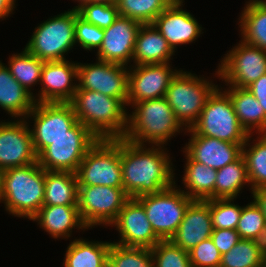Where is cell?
Instances as JSON below:
<instances>
[{
	"label": "cell",
	"instance_id": "6da1fadb",
	"mask_svg": "<svg viewBox=\"0 0 266 267\" xmlns=\"http://www.w3.org/2000/svg\"><path fill=\"white\" fill-rule=\"evenodd\" d=\"M164 146L148 147L120 138L123 189L131 198L159 193L175 184L170 153Z\"/></svg>",
	"mask_w": 266,
	"mask_h": 267
},
{
	"label": "cell",
	"instance_id": "7a4b0ae2",
	"mask_svg": "<svg viewBox=\"0 0 266 267\" xmlns=\"http://www.w3.org/2000/svg\"><path fill=\"white\" fill-rule=\"evenodd\" d=\"M79 122L98 139L123 138L128 128L126 105L101 92L77 89L70 102Z\"/></svg>",
	"mask_w": 266,
	"mask_h": 267
},
{
	"label": "cell",
	"instance_id": "3957f363",
	"mask_svg": "<svg viewBox=\"0 0 266 267\" xmlns=\"http://www.w3.org/2000/svg\"><path fill=\"white\" fill-rule=\"evenodd\" d=\"M132 109L134 111L128 114V128L123 138L133 143L166 146L168 140L186 130L176 119L165 97L137 102Z\"/></svg>",
	"mask_w": 266,
	"mask_h": 267
},
{
	"label": "cell",
	"instance_id": "277c9868",
	"mask_svg": "<svg viewBox=\"0 0 266 267\" xmlns=\"http://www.w3.org/2000/svg\"><path fill=\"white\" fill-rule=\"evenodd\" d=\"M45 170L38 162L5 170L2 203L9 214L31 219L43 206Z\"/></svg>",
	"mask_w": 266,
	"mask_h": 267
},
{
	"label": "cell",
	"instance_id": "5b68a950",
	"mask_svg": "<svg viewBox=\"0 0 266 267\" xmlns=\"http://www.w3.org/2000/svg\"><path fill=\"white\" fill-rule=\"evenodd\" d=\"M213 81L196 74L179 70L172 79L165 98L173 109L176 119L185 129L199 119L208 97L218 87Z\"/></svg>",
	"mask_w": 266,
	"mask_h": 267
},
{
	"label": "cell",
	"instance_id": "8992f818",
	"mask_svg": "<svg viewBox=\"0 0 266 267\" xmlns=\"http://www.w3.org/2000/svg\"><path fill=\"white\" fill-rule=\"evenodd\" d=\"M78 11L71 9L47 19L35 27L25 48L43 61L66 60L75 44V20Z\"/></svg>",
	"mask_w": 266,
	"mask_h": 267
},
{
	"label": "cell",
	"instance_id": "52a82bcc",
	"mask_svg": "<svg viewBox=\"0 0 266 267\" xmlns=\"http://www.w3.org/2000/svg\"><path fill=\"white\" fill-rule=\"evenodd\" d=\"M218 86L208 97L198 121L191 129L201 136H208L230 143H245L248 137L240 125L229 95Z\"/></svg>",
	"mask_w": 266,
	"mask_h": 267
},
{
	"label": "cell",
	"instance_id": "ba28073f",
	"mask_svg": "<svg viewBox=\"0 0 266 267\" xmlns=\"http://www.w3.org/2000/svg\"><path fill=\"white\" fill-rule=\"evenodd\" d=\"M78 186L123 188L120 139H99L76 171Z\"/></svg>",
	"mask_w": 266,
	"mask_h": 267
},
{
	"label": "cell",
	"instance_id": "9c48e42d",
	"mask_svg": "<svg viewBox=\"0 0 266 267\" xmlns=\"http://www.w3.org/2000/svg\"><path fill=\"white\" fill-rule=\"evenodd\" d=\"M99 139L81 122L53 141L38 156L37 162L49 171L76 173L87 151Z\"/></svg>",
	"mask_w": 266,
	"mask_h": 267
},
{
	"label": "cell",
	"instance_id": "30bf717a",
	"mask_svg": "<svg viewBox=\"0 0 266 267\" xmlns=\"http://www.w3.org/2000/svg\"><path fill=\"white\" fill-rule=\"evenodd\" d=\"M176 186L175 183L159 193L136 198L143 205L155 234L161 240H170L180 226L186 208L193 201Z\"/></svg>",
	"mask_w": 266,
	"mask_h": 267
},
{
	"label": "cell",
	"instance_id": "8fae6325",
	"mask_svg": "<svg viewBox=\"0 0 266 267\" xmlns=\"http://www.w3.org/2000/svg\"><path fill=\"white\" fill-rule=\"evenodd\" d=\"M221 59L215 75L225 85L247 88L266 73V51L244 42L231 48Z\"/></svg>",
	"mask_w": 266,
	"mask_h": 267
},
{
	"label": "cell",
	"instance_id": "7c38bea8",
	"mask_svg": "<svg viewBox=\"0 0 266 267\" xmlns=\"http://www.w3.org/2000/svg\"><path fill=\"white\" fill-rule=\"evenodd\" d=\"M28 118L34 121L30 131L37 156L78 122L72 104L60 102H37L26 116Z\"/></svg>",
	"mask_w": 266,
	"mask_h": 267
},
{
	"label": "cell",
	"instance_id": "4fadbf2b",
	"mask_svg": "<svg viewBox=\"0 0 266 267\" xmlns=\"http://www.w3.org/2000/svg\"><path fill=\"white\" fill-rule=\"evenodd\" d=\"M130 197L123 188L78 186V211L89 229L96 225L110 226Z\"/></svg>",
	"mask_w": 266,
	"mask_h": 267
},
{
	"label": "cell",
	"instance_id": "5bb4252c",
	"mask_svg": "<svg viewBox=\"0 0 266 267\" xmlns=\"http://www.w3.org/2000/svg\"><path fill=\"white\" fill-rule=\"evenodd\" d=\"M96 63H78L77 89L101 92L120 99L127 105L129 66L96 60Z\"/></svg>",
	"mask_w": 266,
	"mask_h": 267
},
{
	"label": "cell",
	"instance_id": "9a60e30c",
	"mask_svg": "<svg viewBox=\"0 0 266 267\" xmlns=\"http://www.w3.org/2000/svg\"><path fill=\"white\" fill-rule=\"evenodd\" d=\"M132 66V67H131ZM127 106L140 101L165 97L172 79L179 72L169 63L130 65Z\"/></svg>",
	"mask_w": 266,
	"mask_h": 267
},
{
	"label": "cell",
	"instance_id": "2e32d148",
	"mask_svg": "<svg viewBox=\"0 0 266 267\" xmlns=\"http://www.w3.org/2000/svg\"><path fill=\"white\" fill-rule=\"evenodd\" d=\"M37 162L32 134L26 119L0 122V168L24 166Z\"/></svg>",
	"mask_w": 266,
	"mask_h": 267
},
{
	"label": "cell",
	"instance_id": "e0dca14e",
	"mask_svg": "<svg viewBox=\"0 0 266 267\" xmlns=\"http://www.w3.org/2000/svg\"><path fill=\"white\" fill-rule=\"evenodd\" d=\"M119 232V242L125 247L153 248L161 239L155 234L143 205L136 198H129L111 224Z\"/></svg>",
	"mask_w": 266,
	"mask_h": 267
},
{
	"label": "cell",
	"instance_id": "ac0fdd59",
	"mask_svg": "<svg viewBox=\"0 0 266 267\" xmlns=\"http://www.w3.org/2000/svg\"><path fill=\"white\" fill-rule=\"evenodd\" d=\"M78 63L69 60L45 61L41 70V90L37 103H70L77 90ZM74 79V80H73ZM73 81H76L73 83Z\"/></svg>",
	"mask_w": 266,
	"mask_h": 267
},
{
	"label": "cell",
	"instance_id": "d6986e66",
	"mask_svg": "<svg viewBox=\"0 0 266 267\" xmlns=\"http://www.w3.org/2000/svg\"><path fill=\"white\" fill-rule=\"evenodd\" d=\"M141 25L136 20L119 15L112 25L104 29V38L96 58L128 66L132 62L136 36Z\"/></svg>",
	"mask_w": 266,
	"mask_h": 267
},
{
	"label": "cell",
	"instance_id": "ffe728a7",
	"mask_svg": "<svg viewBox=\"0 0 266 267\" xmlns=\"http://www.w3.org/2000/svg\"><path fill=\"white\" fill-rule=\"evenodd\" d=\"M190 133L191 139L185 145L186 152L194 161L211 167L221 169L229 163L236 161L242 155L244 143H230L219 139L197 135L191 128L185 133Z\"/></svg>",
	"mask_w": 266,
	"mask_h": 267
},
{
	"label": "cell",
	"instance_id": "44dd1931",
	"mask_svg": "<svg viewBox=\"0 0 266 267\" xmlns=\"http://www.w3.org/2000/svg\"><path fill=\"white\" fill-rule=\"evenodd\" d=\"M182 7L183 4H170L152 23L174 52L179 45L193 43L203 30L196 18Z\"/></svg>",
	"mask_w": 266,
	"mask_h": 267
},
{
	"label": "cell",
	"instance_id": "7402d4cb",
	"mask_svg": "<svg viewBox=\"0 0 266 267\" xmlns=\"http://www.w3.org/2000/svg\"><path fill=\"white\" fill-rule=\"evenodd\" d=\"M212 231L209 200H193L170 241L189 252L200 242L211 238Z\"/></svg>",
	"mask_w": 266,
	"mask_h": 267
},
{
	"label": "cell",
	"instance_id": "603a6c76",
	"mask_svg": "<svg viewBox=\"0 0 266 267\" xmlns=\"http://www.w3.org/2000/svg\"><path fill=\"white\" fill-rule=\"evenodd\" d=\"M30 220L38 222L54 239H69L75 227L88 229L80 218L78 206H42Z\"/></svg>",
	"mask_w": 266,
	"mask_h": 267
},
{
	"label": "cell",
	"instance_id": "cb8c5ba5",
	"mask_svg": "<svg viewBox=\"0 0 266 267\" xmlns=\"http://www.w3.org/2000/svg\"><path fill=\"white\" fill-rule=\"evenodd\" d=\"M175 52L153 24H142L138 30L132 57L133 65L170 63Z\"/></svg>",
	"mask_w": 266,
	"mask_h": 267
},
{
	"label": "cell",
	"instance_id": "d4e9b609",
	"mask_svg": "<svg viewBox=\"0 0 266 267\" xmlns=\"http://www.w3.org/2000/svg\"><path fill=\"white\" fill-rule=\"evenodd\" d=\"M4 64L0 61V108L12 118L26 119L36 103L34 96L12 76Z\"/></svg>",
	"mask_w": 266,
	"mask_h": 267
},
{
	"label": "cell",
	"instance_id": "484cf974",
	"mask_svg": "<svg viewBox=\"0 0 266 267\" xmlns=\"http://www.w3.org/2000/svg\"><path fill=\"white\" fill-rule=\"evenodd\" d=\"M224 89L231 99L240 125L246 132L252 135L254 132L266 134V115L254 95L247 88L229 86L227 90Z\"/></svg>",
	"mask_w": 266,
	"mask_h": 267
},
{
	"label": "cell",
	"instance_id": "4316f807",
	"mask_svg": "<svg viewBox=\"0 0 266 267\" xmlns=\"http://www.w3.org/2000/svg\"><path fill=\"white\" fill-rule=\"evenodd\" d=\"M185 159L182 183H184L186 191L185 189L182 191L192 200L215 199L217 170L194 161L186 152Z\"/></svg>",
	"mask_w": 266,
	"mask_h": 267
},
{
	"label": "cell",
	"instance_id": "83f0119b",
	"mask_svg": "<svg viewBox=\"0 0 266 267\" xmlns=\"http://www.w3.org/2000/svg\"><path fill=\"white\" fill-rule=\"evenodd\" d=\"M78 206L76 173L45 170L43 206Z\"/></svg>",
	"mask_w": 266,
	"mask_h": 267
},
{
	"label": "cell",
	"instance_id": "f1b7e54d",
	"mask_svg": "<svg viewBox=\"0 0 266 267\" xmlns=\"http://www.w3.org/2000/svg\"><path fill=\"white\" fill-rule=\"evenodd\" d=\"M112 242L74 239L64 257V267H105Z\"/></svg>",
	"mask_w": 266,
	"mask_h": 267
},
{
	"label": "cell",
	"instance_id": "f546056e",
	"mask_svg": "<svg viewBox=\"0 0 266 267\" xmlns=\"http://www.w3.org/2000/svg\"><path fill=\"white\" fill-rule=\"evenodd\" d=\"M240 15L241 39L266 51V9L249 0Z\"/></svg>",
	"mask_w": 266,
	"mask_h": 267
},
{
	"label": "cell",
	"instance_id": "4dcf8cb0",
	"mask_svg": "<svg viewBox=\"0 0 266 267\" xmlns=\"http://www.w3.org/2000/svg\"><path fill=\"white\" fill-rule=\"evenodd\" d=\"M249 185L246 162L241 155L236 161L217 170L215 199H237L238 193Z\"/></svg>",
	"mask_w": 266,
	"mask_h": 267
},
{
	"label": "cell",
	"instance_id": "1f68e13d",
	"mask_svg": "<svg viewBox=\"0 0 266 267\" xmlns=\"http://www.w3.org/2000/svg\"><path fill=\"white\" fill-rule=\"evenodd\" d=\"M251 137L252 134H249L242 147L250 190L266 187V134H258L257 140L253 139V145L249 143Z\"/></svg>",
	"mask_w": 266,
	"mask_h": 267
},
{
	"label": "cell",
	"instance_id": "d6a6232c",
	"mask_svg": "<svg viewBox=\"0 0 266 267\" xmlns=\"http://www.w3.org/2000/svg\"><path fill=\"white\" fill-rule=\"evenodd\" d=\"M44 62L24 48L21 53L9 56L7 68L12 76L34 96L33 92H31V86L40 83Z\"/></svg>",
	"mask_w": 266,
	"mask_h": 267
},
{
	"label": "cell",
	"instance_id": "836d02e7",
	"mask_svg": "<svg viewBox=\"0 0 266 267\" xmlns=\"http://www.w3.org/2000/svg\"><path fill=\"white\" fill-rule=\"evenodd\" d=\"M169 5L167 0H117L116 3L120 16L141 24H152Z\"/></svg>",
	"mask_w": 266,
	"mask_h": 267
},
{
	"label": "cell",
	"instance_id": "e575fe53",
	"mask_svg": "<svg viewBox=\"0 0 266 267\" xmlns=\"http://www.w3.org/2000/svg\"><path fill=\"white\" fill-rule=\"evenodd\" d=\"M108 263L112 267H154L152 251L145 247L110 245Z\"/></svg>",
	"mask_w": 266,
	"mask_h": 267
},
{
	"label": "cell",
	"instance_id": "d590c367",
	"mask_svg": "<svg viewBox=\"0 0 266 267\" xmlns=\"http://www.w3.org/2000/svg\"><path fill=\"white\" fill-rule=\"evenodd\" d=\"M263 257L254 240L240 239L228 252L222 254L219 267H262Z\"/></svg>",
	"mask_w": 266,
	"mask_h": 267
},
{
	"label": "cell",
	"instance_id": "8d00e7d4",
	"mask_svg": "<svg viewBox=\"0 0 266 267\" xmlns=\"http://www.w3.org/2000/svg\"><path fill=\"white\" fill-rule=\"evenodd\" d=\"M209 210L213 229L236 230L242 207L234 204V198L211 199Z\"/></svg>",
	"mask_w": 266,
	"mask_h": 267
},
{
	"label": "cell",
	"instance_id": "74e56055",
	"mask_svg": "<svg viewBox=\"0 0 266 267\" xmlns=\"http://www.w3.org/2000/svg\"><path fill=\"white\" fill-rule=\"evenodd\" d=\"M151 251L154 267H191L189 252L170 240L159 241Z\"/></svg>",
	"mask_w": 266,
	"mask_h": 267
},
{
	"label": "cell",
	"instance_id": "f35d334b",
	"mask_svg": "<svg viewBox=\"0 0 266 267\" xmlns=\"http://www.w3.org/2000/svg\"><path fill=\"white\" fill-rule=\"evenodd\" d=\"M77 11L78 15L86 22L101 29L108 28L119 16L116 4L86 3L79 7Z\"/></svg>",
	"mask_w": 266,
	"mask_h": 267
},
{
	"label": "cell",
	"instance_id": "ab89813d",
	"mask_svg": "<svg viewBox=\"0 0 266 267\" xmlns=\"http://www.w3.org/2000/svg\"><path fill=\"white\" fill-rule=\"evenodd\" d=\"M265 226V216L253 201L246 206H242V212L236 227L240 239L253 240Z\"/></svg>",
	"mask_w": 266,
	"mask_h": 267
},
{
	"label": "cell",
	"instance_id": "60d3db41",
	"mask_svg": "<svg viewBox=\"0 0 266 267\" xmlns=\"http://www.w3.org/2000/svg\"><path fill=\"white\" fill-rule=\"evenodd\" d=\"M104 38V29L86 22L79 15L75 20V44L78 43L84 50L91 51L100 48Z\"/></svg>",
	"mask_w": 266,
	"mask_h": 267
},
{
	"label": "cell",
	"instance_id": "b9f144b4",
	"mask_svg": "<svg viewBox=\"0 0 266 267\" xmlns=\"http://www.w3.org/2000/svg\"><path fill=\"white\" fill-rule=\"evenodd\" d=\"M221 256L211 238L200 242L189 251L191 267H219Z\"/></svg>",
	"mask_w": 266,
	"mask_h": 267
},
{
	"label": "cell",
	"instance_id": "7bdbcfd3",
	"mask_svg": "<svg viewBox=\"0 0 266 267\" xmlns=\"http://www.w3.org/2000/svg\"><path fill=\"white\" fill-rule=\"evenodd\" d=\"M211 239L221 254L228 252L240 240L239 233L232 229H213Z\"/></svg>",
	"mask_w": 266,
	"mask_h": 267
},
{
	"label": "cell",
	"instance_id": "ee69618b",
	"mask_svg": "<svg viewBox=\"0 0 266 267\" xmlns=\"http://www.w3.org/2000/svg\"><path fill=\"white\" fill-rule=\"evenodd\" d=\"M247 89L259 101L266 115V73L249 85Z\"/></svg>",
	"mask_w": 266,
	"mask_h": 267
},
{
	"label": "cell",
	"instance_id": "f6af8a7d",
	"mask_svg": "<svg viewBox=\"0 0 266 267\" xmlns=\"http://www.w3.org/2000/svg\"><path fill=\"white\" fill-rule=\"evenodd\" d=\"M254 204L261 210L266 219V187L251 190Z\"/></svg>",
	"mask_w": 266,
	"mask_h": 267
},
{
	"label": "cell",
	"instance_id": "bcb514c9",
	"mask_svg": "<svg viewBox=\"0 0 266 267\" xmlns=\"http://www.w3.org/2000/svg\"><path fill=\"white\" fill-rule=\"evenodd\" d=\"M256 247L258 248L259 254L266 257V226L257 234L253 239Z\"/></svg>",
	"mask_w": 266,
	"mask_h": 267
},
{
	"label": "cell",
	"instance_id": "7dc6e473",
	"mask_svg": "<svg viewBox=\"0 0 266 267\" xmlns=\"http://www.w3.org/2000/svg\"><path fill=\"white\" fill-rule=\"evenodd\" d=\"M15 2L16 0H0V19L3 20L13 14L17 5Z\"/></svg>",
	"mask_w": 266,
	"mask_h": 267
},
{
	"label": "cell",
	"instance_id": "c3c4849f",
	"mask_svg": "<svg viewBox=\"0 0 266 267\" xmlns=\"http://www.w3.org/2000/svg\"><path fill=\"white\" fill-rule=\"evenodd\" d=\"M5 170L0 168V202H2Z\"/></svg>",
	"mask_w": 266,
	"mask_h": 267
},
{
	"label": "cell",
	"instance_id": "681fc988",
	"mask_svg": "<svg viewBox=\"0 0 266 267\" xmlns=\"http://www.w3.org/2000/svg\"><path fill=\"white\" fill-rule=\"evenodd\" d=\"M91 3H100V4L113 5V4L117 3V0H91Z\"/></svg>",
	"mask_w": 266,
	"mask_h": 267
},
{
	"label": "cell",
	"instance_id": "f907efd6",
	"mask_svg": "<svg viewBox=\"0 0 266 267\" xmlns=\"http://www.w3.org/2000/svg\"><path fill=\"white\" fill-rule=\"evenodd\" d=\"M77 3L79 2L78 6H74L72 9L77 10L79 7H81L83 4L91 3V0H76Z\"/></svg>",
	"mask_w": 266,
	"mask_h": 267
},
{
	"label": "cell",
	"instance_id": "816d5d0a",
	"mask_svg": "<svg viewBox=\"0 0 266 267\" xmlns=\"http://www.w3.org/2000/svg\"><path fill=\"white\" fill-rule=\"evenodd\" d=\"M170 4H183L184 0H167Z\"/></svg>",
	"mask_w": 266,
	"mask_h": 267
},
{
	"label": "cell",
	"instance_id": "f5cc1de1",
	"mask_svg": "<svg viewBox=\"0 0 266 267\" xmlns=\"http://www.w3.org/2000/svg\"><path fill=\"white\" fill-rule=\"evenodd\" d=\"M260 6L266 9V0H255Z\"/></svg>",
	"mask_w": 266,
	"mask_h": 267
},
{
	"label": "cell",
	"instance_id": "db71d44e",
	"mask_svg": "<svg viewBox=\"0 0 266 267\" xmlns=\"http://www.w3.org/2000/svg\"><path fill=\"white\" fill-rule=\"evenodd\" d=\"M262 267H266V257H265V258H263Z\"/></svg>",
	"mask_w": 266,
	"mask_h": 267
},
{
	"label": "cell",
	"instance_id": "11a10c76",
	"mask_svg": "<svg viewBox=\"0 0 266 267\" xmlns=\"http://www.w3.org/2000/svg\"><path fill=\"white\" fill-rule=\"evenodd\" d=\"M105 267H112L109 263Z\"/></svg>",
	"mask_w": 266,
	"mask_h": 267
}]
</instances>
